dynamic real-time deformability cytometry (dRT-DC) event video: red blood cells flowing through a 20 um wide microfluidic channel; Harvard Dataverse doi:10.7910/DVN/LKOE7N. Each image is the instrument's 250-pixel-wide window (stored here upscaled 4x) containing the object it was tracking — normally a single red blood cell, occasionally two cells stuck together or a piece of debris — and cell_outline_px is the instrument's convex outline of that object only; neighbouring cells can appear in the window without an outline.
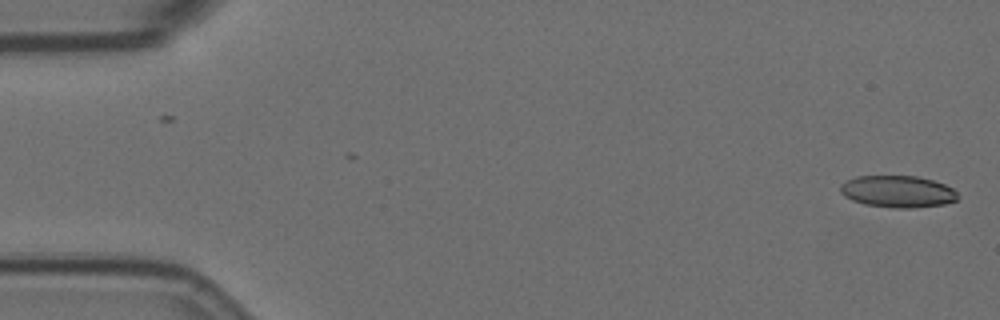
{"species": "Egyptian fruit bat (a non-hibernating species)", "species_latin": "Rousettus aegyptiacus", "temperature_condition": "room temperature", "stored_images_in_passage": 56, "camera_frame_rate_fps": 3000, "um_per_image_px": 0.085, "animal": {"sex": "female"}, "frame": {"image": 1, "passage_image": 1, "time_ms": 0.0, "image_size_px": [1000, 320], "cell_outline_px": [[956, 200], [944, 204], [912, 208], [892, 208], [864, 204], [852, 200], [844, 196], [840, 192], [840, 184], [856, 176], [916, 176], [932, 180], [944, 184], [952, 188], [956, 192]], "centroid_in_image_um": [76.27, 16.28], "position_along_channel_um": 8.7, "area_um2": 21.73}}
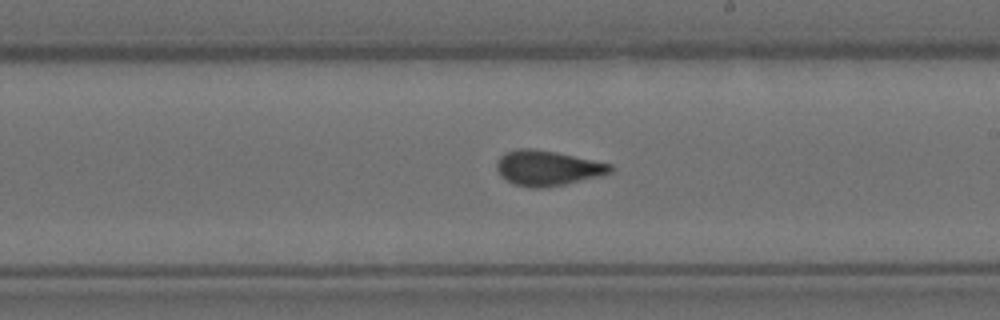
{"frame": {"image": 2, "passage_image": 32, "time_ms": 10.333, "image_size_px": [1000, 320], "cell_outline_px": [[612, 172], [600, 176], [564, 184], [544, 188], [532, 188], [512, 184], [500, 176], [496, 168], [496, 160], [504, 152], [520, 148], [532, 148], [556, 152], [612, 164]], "centroid_in_image_um": [46.49, 14.28], "position_along_channel_um": 242.5, "area_um2": 23.41}}
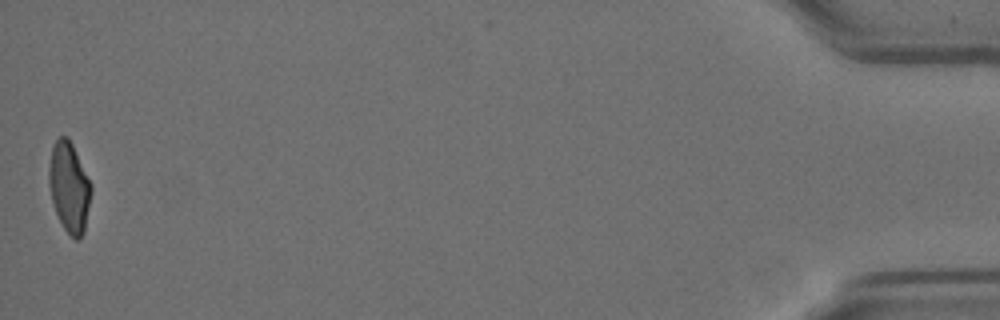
{"frame": {"image": 3, "passage_image": 56, "time_ms": 18.333, "image_size_px": [1000, 320], "cell_outline_px": [[92, 192], [84, 232], [80, 240], [76, 240], [64, 228], [56, 212], [52, 200], [48, 184], [48, 168], [52, 144], [60, 136], [68, 136], [92, 184]], "centroid_in_image_um": [5.88, 15.89], "position_along_channel_um": 429.3, "area_um2": 22.31}, "authors_computed_cell_mechanics": {"area_um2": 22.8888, "velocity_mm_per_s": 3.5561, "shape_relaxation_time_tau1_ms": 10.0184, "shape_relaxation_time_tau2_ms": 1.2593, "deformation_change_tau1": 0.2413, "deformation_change_tau2": 0.0725}}